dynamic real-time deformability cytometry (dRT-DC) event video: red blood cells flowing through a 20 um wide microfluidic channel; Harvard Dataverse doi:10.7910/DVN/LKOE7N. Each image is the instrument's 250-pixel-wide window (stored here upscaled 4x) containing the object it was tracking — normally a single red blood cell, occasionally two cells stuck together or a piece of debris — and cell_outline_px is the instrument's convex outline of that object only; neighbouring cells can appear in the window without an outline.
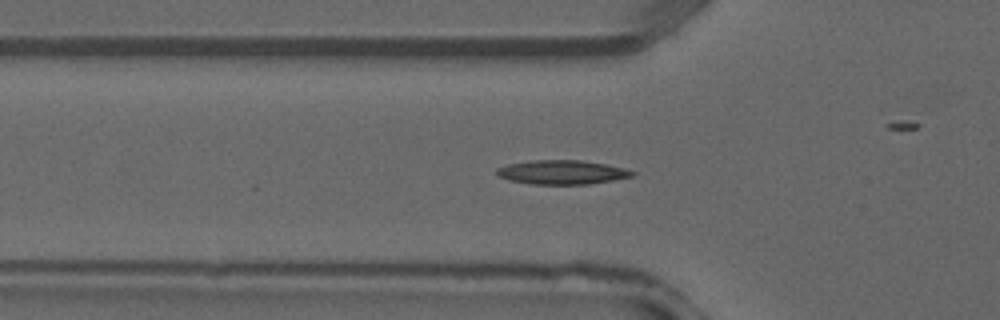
{"species": "common noctule bat (a hibernating species)", "species_latin": "Nyctalus noctula", "temperature_condition": "warm", "stored_images_in_passage": 39, "segment_of_instrument_passage": [1, 2], "camera_frame_rate_fps": 3000, "um_per_image_px": 0.085, "animal": {"sex": "male", "forearm_length_mm": 52.5}, "frame": {"image": 1, "passage_image": 13, "time_ms": 4.0, "image_size_px": [1000, 320], "cell_outline_px": [[636, 176], [588, 184], [532, 184], [508, 180], [500, 176], [496, 172], [496, 168], [508, 164], [532, 160], [580, 160], [608, 164], [624, 168], [636, 172]], "centroid_in_image_um": [47.8, 14.63], "position_along_channel_um": 78.0, "area_um2": 19.07}}
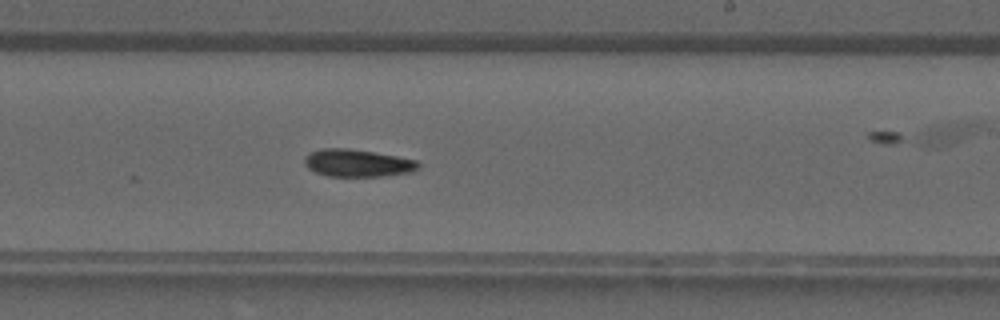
{"frame": {"image": 2, "passage_image": 23, "time_ms": 7.333, "image_size_px": [1000, 320], "cell_outline_px": [[420, 168], [412, 172], [380, 176], [328, 176], [316, 172], [308, 168], [304, 164], [304, 156], [308, 152], [324, 148], [348, 148], [396, 156], [416, 160], [420, 164]], "centroid_in_image_um": [30.36, 13.85], "position_along_channel_um": 258.6, "area_um2": 18.21}}
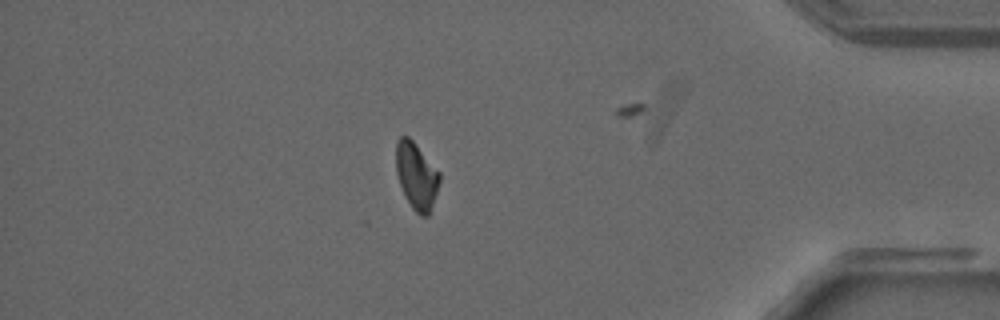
{"frame": {"image": 3, "passage_image": 33, "time_ms": 10.667, "image_size_px": [1000, 320], "cell_outline_px": [[440, 180], [428, 216], [424, 216], [416, 212], [412, 208], [404, 196], [396, 172], [396, 140], [400, 136], [408, 136], [412, 140], [440, 172]], "centroid_in_image_um": [35.38, 14.93], "position_along_channel_um": 399.8, "area_um2": 16.76}}